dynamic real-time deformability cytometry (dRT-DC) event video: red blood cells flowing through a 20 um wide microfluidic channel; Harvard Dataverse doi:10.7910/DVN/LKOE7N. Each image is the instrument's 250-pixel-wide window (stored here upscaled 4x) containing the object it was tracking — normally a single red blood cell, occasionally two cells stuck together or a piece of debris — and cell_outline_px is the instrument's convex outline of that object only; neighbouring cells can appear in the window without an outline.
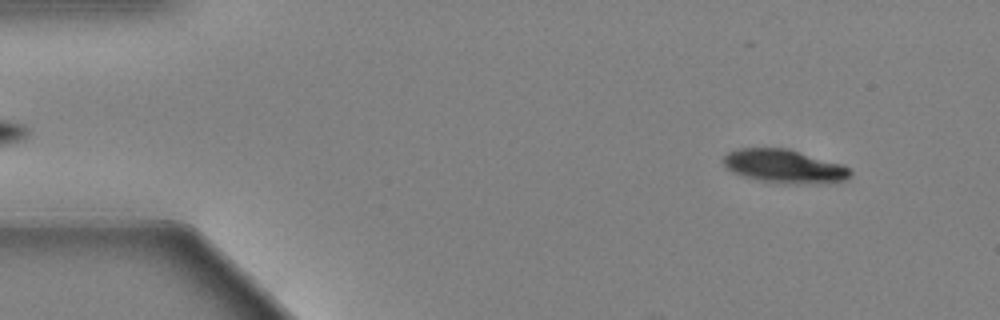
{"species": "Egyptian fruit bat (a non-hibernating species)", "species_latin": "Rousettus aegyptiacus", "temperature_condition": "warm", "stored_images_in_passage": 56, "camera_frame_rate_fps": 3000, "um_per_image_px": 0.085, "animal": {"sex": "female"}, "frame": {"image": 1, "passage_image": 5, "time_ms": 1.333, "image_size_px": [1000, 320], "cell_outline_px": [[852, 172], [844, 180], [760, 180], [744, 176], [732, 172], [724, 164], [724, 156], [728, 152], [740, 148], [788, 148], [840, 164], [848, 168]], "centroid_in_image_um": [66.54, 14.04], "position_along_channel_um": 18.5, "area_um2": 22.89}}
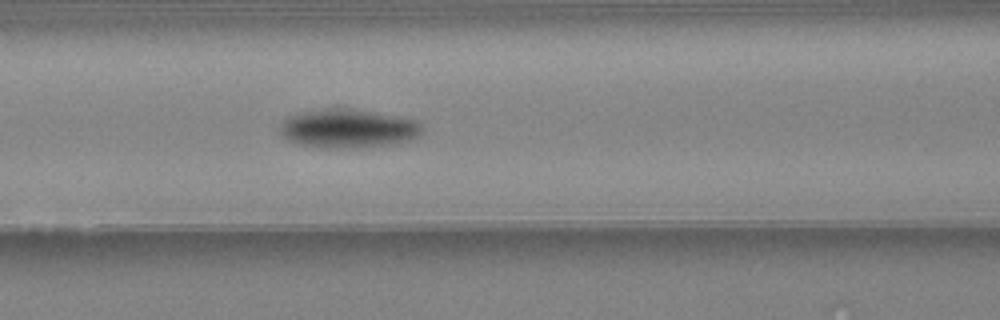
{"frame": {"image": 2, "passage_image": 23, "time_ms": 7.333, "image_size_px": [1000, 320], "cell_outline_px": [[420, 132], [416, 136], [408, 140], [396, 144], [352, 148], [336, 148], [300, 144], [288, 140], [280, 132], [280, 124], [288, 116], [296, 112], [332, 104], [336, 104], [404, 116], [416, 120], [420, 124]], "centroid_in_image_um": [29.55, 10.84], "position_along_channel_um": 137.0, "area_um2": 33.41}}
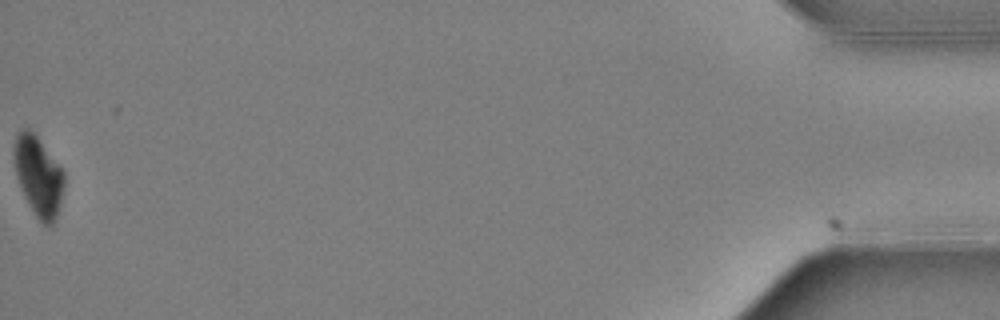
{"frame": {"image": 3, "passage_image": 56, "time_ms": 18.333, "image_size_px": [1000, 320], "cell_outline_px": [[64, 188], [60, 204], [52, 228], [48, 228], [36, 216], [24, 196], [16, 176], [16, 136], [24, 128], [28, 128], [36, 136], [60, 164], [64, 172]], "centroid_in_image_um": [3.32, 15.03], "position_along_channel_um": 431.9, "area_um2": 22.77}, "authors_computed_cell_mechanics": {"area_um2": 28.322, "velocity_mm_per_s": 3.5942, "shape_relaxation_time_tau1_ms": 1.5268, "shape_relaxation_time_tau2_ms": null, "deformation_change_tau1": 0.1274, "deformation_change_tau2": null}}